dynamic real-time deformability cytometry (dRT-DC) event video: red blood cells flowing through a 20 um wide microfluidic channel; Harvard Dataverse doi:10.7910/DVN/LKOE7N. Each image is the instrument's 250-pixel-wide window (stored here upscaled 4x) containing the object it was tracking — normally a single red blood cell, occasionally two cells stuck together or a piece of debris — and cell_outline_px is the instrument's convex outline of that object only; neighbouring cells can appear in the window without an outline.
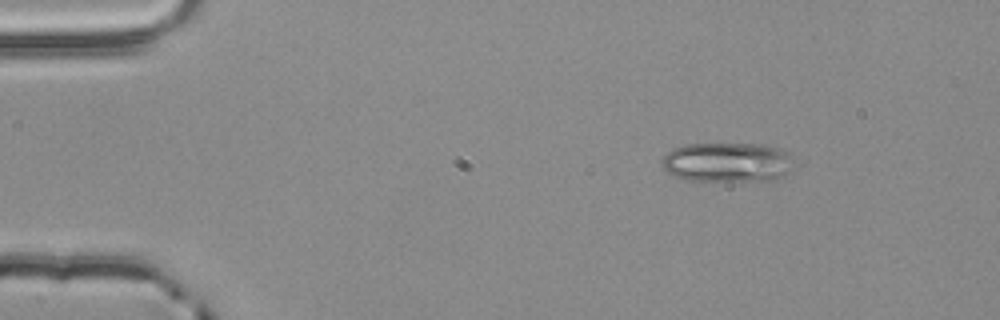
{"species": "common noctule bat (a hibernating species)", "species_latin": "Nyctalus noctula", "temperature_condition": "room temperature", "stored_images_in_passage": 4, "camera_frame_rate_fps": 3000, "um_per_image_px": 0.085, "animal": {"sex": "male", "body_mass_g": 20.4}, "frame": {"image": 1, "passage_image": 4, "time_ms": 1.0, "image_size_px": [1000, 320], "cell_outline_px": [[788, 156], [784, 172], [780, 176], [772, 180], [684, 180], [668, 172], [664, 168], [660, 160], [668, 152], [676, 148], [688, 144], [764, 144], [776, 148], [784, 152]], "centroid_in_image_um": [61.67, 13.78], "position_along_channel_um": 23.3, "area_um2": 29.3}}